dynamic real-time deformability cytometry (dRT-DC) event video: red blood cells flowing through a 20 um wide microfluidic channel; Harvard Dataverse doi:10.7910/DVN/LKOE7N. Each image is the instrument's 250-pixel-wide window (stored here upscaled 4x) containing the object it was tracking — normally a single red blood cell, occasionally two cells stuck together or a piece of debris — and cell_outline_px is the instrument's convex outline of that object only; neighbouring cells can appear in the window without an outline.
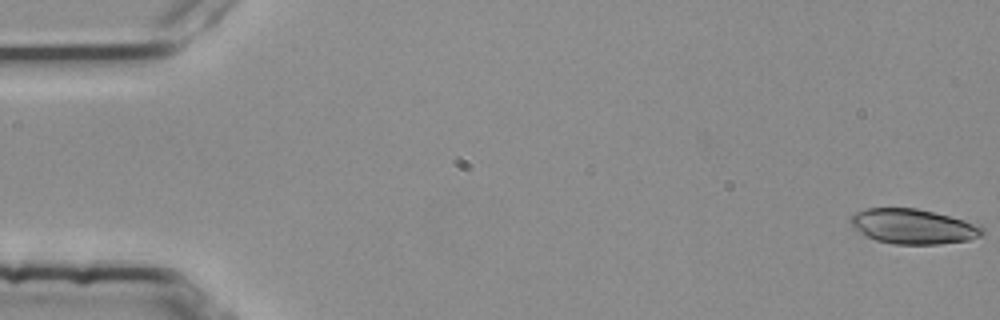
{"species": "common noctule bat (a hibernating species)", "species_latin": "Nyctalus noctula", "temperature_condition": "room temperature", "stored_images_in_passage": 18, "camera_frame_rate_fps": 3000, "um_per_image_px": 0.085, "animal": {"sex": "female", "body_mass_g": 25.1}, "frame": {"image": 1, "passage_image": 1, "time_ms": 0.0, "image_size_px": [1000, 320], "cell_outline_px": [[984, 232], [980, 236], [968, 240], [936, 244], [896, 244], [876, 240], [864, 236], [848, 220], [856, 212], [868, 208], [916, 208], [980, 224], [984, 228]], "centroid_in_image_um": [77.62, 19.25], "position_along_channel_um": 7.4, "area_um2": 26.59}}
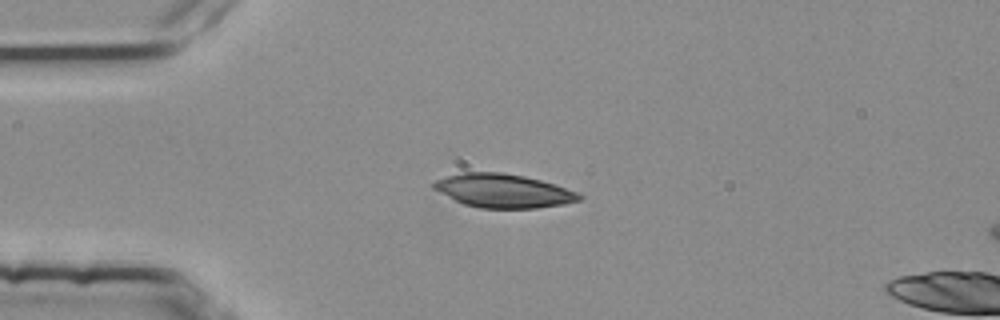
{"frame": {"image": 2, "passage_image": 14, "time_ms": 4.333, "image_size_px": [1000, 320], "cell_outline_px": [[584, 196], [580, 200], [564, 204], [536, 208], [480, 208], [464, 204], [432, 188], [432, 184], [436, 180], [448, 176], [464, 172], [504, 172], [524, 176], [556, 184], [580, 192]], "centroid_in_image_um": [42.84, 16.21], "position_along_channel_um": 42.2, "area_um2": 28.55}}